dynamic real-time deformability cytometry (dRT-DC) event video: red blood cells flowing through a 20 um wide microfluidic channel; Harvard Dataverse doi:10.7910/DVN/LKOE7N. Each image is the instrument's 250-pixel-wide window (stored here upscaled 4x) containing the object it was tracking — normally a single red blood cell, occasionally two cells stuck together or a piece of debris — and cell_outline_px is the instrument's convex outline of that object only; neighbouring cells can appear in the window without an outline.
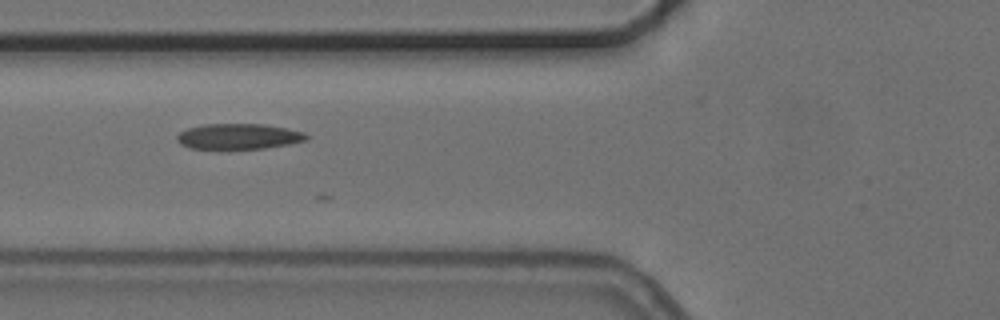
{"species": "common noctule bat (a hibernating species)", "species_latin": "Nyctalus noctula", "temperature_condition": "cold", "stored_images_in_passage": 6, "camera_frame_rate_fps": 3000, "um_per_image_px": 0.085, "animal": {"sex": "female", "body_mass_g": 24.6, "forearm_length_mm": 56.2}, "frame": {"image": 1, "passage_image": 5, "time_ms": 5.667, "image_size_px": [1000, 320], "cell_outline_px": [[308, 140], [288, 144], [264, 148], [192, 148], [180, 144], [176, 140], [176, 136], [180, 132], [188, 128], [204, 124], [264, 124], [288, 128], [304, 132], [308, 136]], "centroid_in_image_um": [20.3, 11.58], "position_along_channel_um": 105.5, "area_um2": 19.13}}
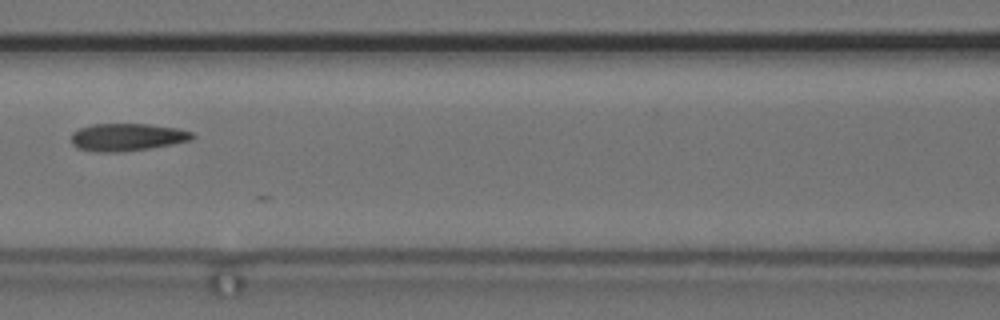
{"frame": {"image": 2, "passage_image": 6, "time_ms": 7.0, "image_size_px": [1000, 320], "cell_outline_px": [[196, 136], [192, 140], [172, 144], [148, 148], [120, 152], [96, 152], [76, 148], [72, 144], [72, 132], [80, 128], [92, 124], [148, 124], [180, 128], [192, 132]], "centroid_in_image_um": [10.82, 11.65], "position_along_channel_um": 155.8, "area_um2": 19.54}}